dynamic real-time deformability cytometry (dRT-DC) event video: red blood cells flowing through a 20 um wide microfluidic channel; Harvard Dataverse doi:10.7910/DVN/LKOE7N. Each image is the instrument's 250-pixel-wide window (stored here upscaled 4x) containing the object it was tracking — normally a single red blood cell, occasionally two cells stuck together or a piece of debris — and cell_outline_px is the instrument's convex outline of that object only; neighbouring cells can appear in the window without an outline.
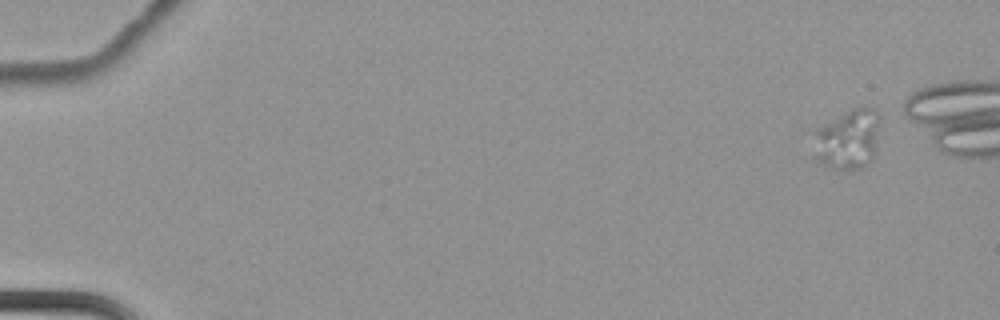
{"species": "common noctule bat (a hibernating species)", "species_latin": "Nyctalus noctula", "temperature_condition": "cold", "stored_images_in_passage": 7, "camera_frame_rate_fps": 3000, "um_per_image_px": 0.085, "animal": {"sex": "female", "body_mass_g": 22.7, "forearm_length_mm": 54.2}, "frame": {"image": 1, "passage_image": 1, "time_ms": 0.0, "image_size_px": [1000, 320], "cell_outline_px": [[880, 120], [876, 144], [872, 160], [860, 168], [836, 168], [812, 160], [812, 156], [816, 128], [852, 108], [864, 104], [868, 104], [880, 116]], "centroid_in_image_um": [72.06, 11.79], "position_along_channel_um": 12.9, "area_um2": 23.47}}